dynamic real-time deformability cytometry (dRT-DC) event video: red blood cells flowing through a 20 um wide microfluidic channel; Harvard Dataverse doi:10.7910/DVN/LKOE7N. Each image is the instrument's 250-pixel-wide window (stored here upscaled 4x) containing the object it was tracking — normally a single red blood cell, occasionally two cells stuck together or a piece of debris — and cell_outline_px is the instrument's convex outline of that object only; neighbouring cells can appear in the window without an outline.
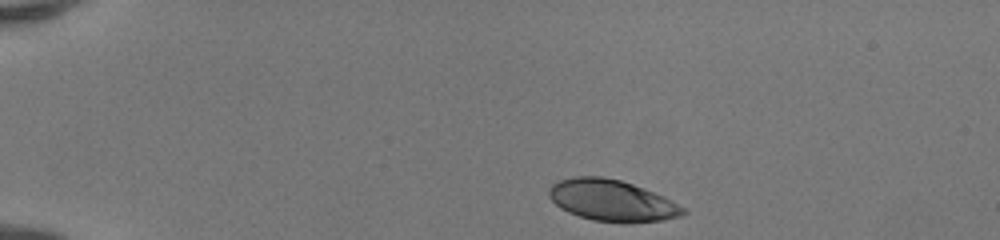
{"species": "human", "species_latin": "Homo sapiens", "temperature_condition": "room temperature", "stored_images_in_passage": 41, "camera_frame_rate_fps": 3000, "um_per_image_px": 0.085, "donor": {"sex": "female"}, "frame": {"image": 1, "passage_image": 1, "time_ms": 0.0, "image_size_px": [1000, 240], "cell_outline_px": [[688, 212], [680, 216], [660, 220], [624, 224], [592, 220], [568, 212], [560, 208], [548, 196], [548, 188], [552, 184], [560, 180], [572, 176], [600, 176], [620, 180], [632, 184], [664, 196], [684, 208]], "centroid_in_image_um": [51.99, 17.05], "position_along_channel_um": 33.0, "area_um2": 32.43}}
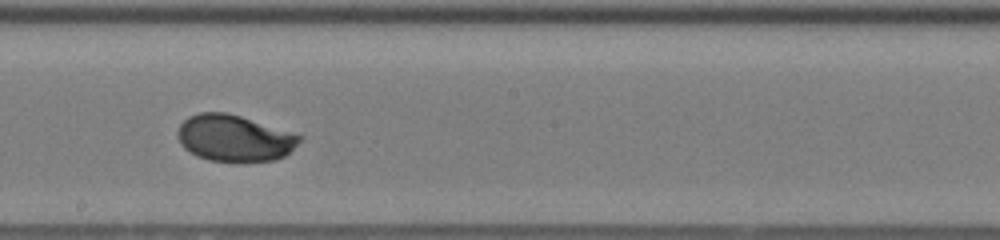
{"frame": {"image": 2, "passage_image": 21, "time_ms": 6.667, "image_size_px": [1000, 240], "cell_outline_px": [[304, 136], [284, 156], [276, 160], [208, 160], [196, 156], [184, 148], [180, 144], [176, 136], [176, 132], [180, 124], [188, 116], [200, 112], [228, 112]], "centroid_in_image_um": [19.86, 11.71], "position_along_channel_um": 228.3, "area_um2": 32.71}}
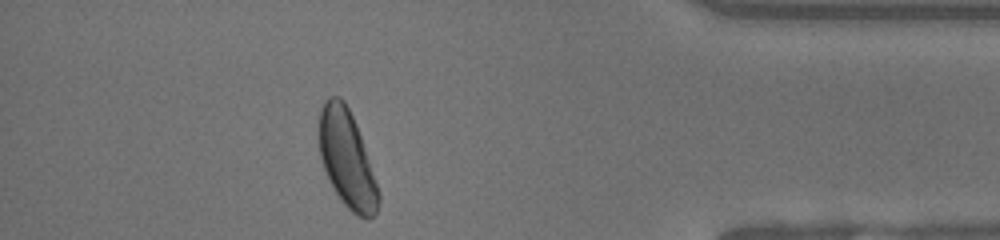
{"frame": {"image": 3, "passage_image": 36, "time_ms": 11.667, "image_size_px": [1000, 240], "cell_outline_px": [[380, 200], [376, 212], [368, 220], [356, 216], [344, 204], [328, 180], [320, 156], [320, 108], [324, 100], [328, 96], [340, 96], [344, 100], [356, 124], [380, 192]], "centroid_in_image_um": [29.49, 13.53], "position_along_channel_um": 405.7, "area_um2": 33.35}, "authors_computed_cell_mechanics": {"area_um2": 32.7148, "velocity_mm_per_s": 4.1566, "shape_relaxation_time_tau1_ms": 2.1851, "shape_relaxation_time_tau2_ms": null, "deformation_change_tau1": 0.1358, "deformation_change_tau2": null}}